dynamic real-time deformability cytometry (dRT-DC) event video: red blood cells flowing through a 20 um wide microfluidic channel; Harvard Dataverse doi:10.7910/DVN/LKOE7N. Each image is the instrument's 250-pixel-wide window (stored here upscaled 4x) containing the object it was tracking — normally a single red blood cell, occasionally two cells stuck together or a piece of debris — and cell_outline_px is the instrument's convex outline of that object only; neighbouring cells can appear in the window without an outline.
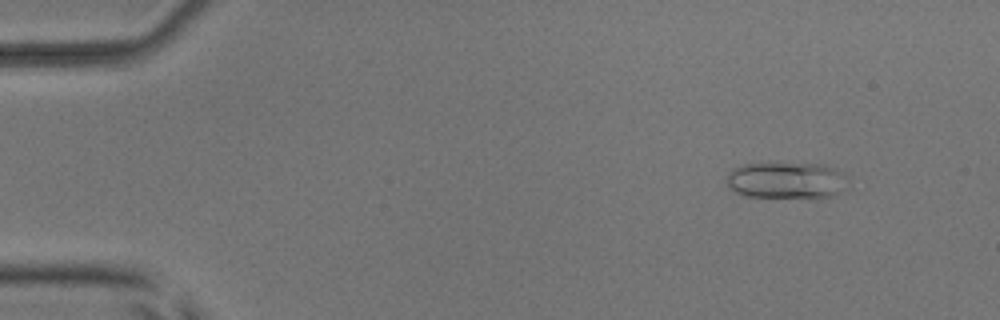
{"species": "common noctule bat (a hibernating species)", "species_latin": "Nyctalus noctula", "temperature_condition": "room temperature", "stored_images_in_passage": 24, "camera_frame_rate_fps": 3000, "um_per_image_px": 0.085, "animal": {"sex": "male", "body_mass_g": 17.9, "forearm_length_mm": 54.2}, "frame": {"image": 1, "passage_image": 5, "time_ms": 1.333, "image_size_px": [1000, 320], "cell_outline_px": [[852, 188], [848, 192], [832, 196], [812, 200], [744, 196], [728, 188], [728, 172], [732, 168], [744, 164], [824, 164], [836, 168], [848, 176]], "centroid_in_image_um": [67.01, 15.39], "position_along_channel_um": 18.0, "area_um2": 27.34}}
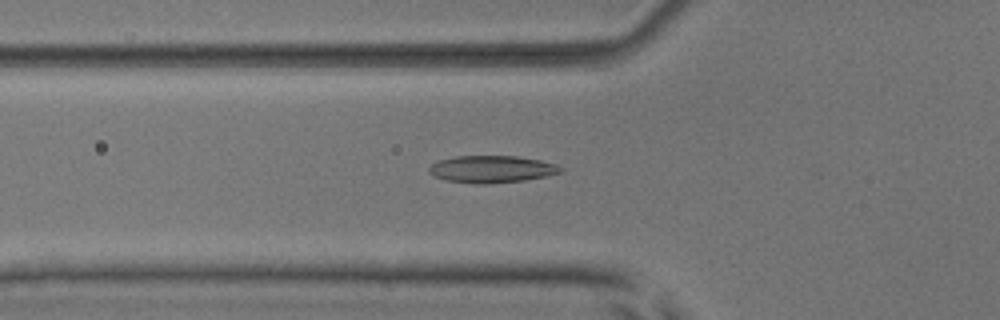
{"frame": {"image": 2, "passage_image": 18, "time_ms": 5.667, "image_size_px": [1000, 320], "cell_outline_px": [[564, 172], [524, 180], [484, 184], [476, 184], [448, 180], [436, 176], [428, 172], [428, 168], [432, 164], [440, 160], [456, 156], [516, 156], [540, 160], [556, 164], [564, 168]], "centroid_in_image_um": [41.83, 14.37], "position_along_channel_um": 84.0, "area_um2": 20.63}}
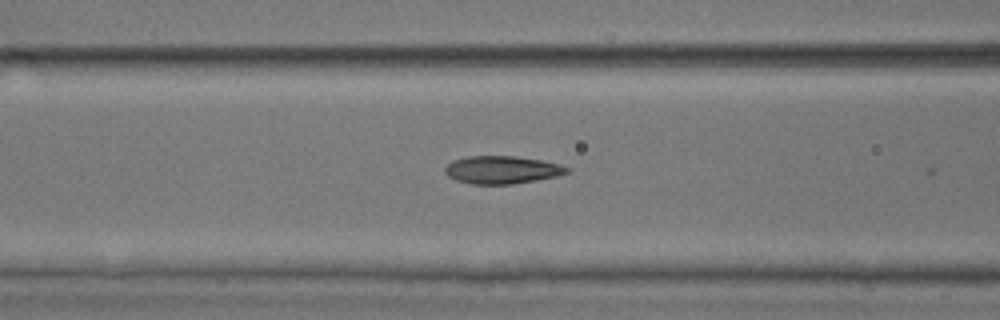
{"frame": {"image": 3, "passage_image": 21, "time_ms": 6.667, "image_size_px": [1000, 320], "cell_outline_px": [[572, 168], [568, 172], [556, 176], [536, 180], [512, 184], [472, 184], [456, 180], [448, 176], [444, 172], [444, 168], [452, 160], [468, 156], [516, 156], [540, 160], [560, 164]], "centroid_in_image_um": [42.66, 14.43], "position_along_channel_um": 123.9, "area_um2": 19.77}}